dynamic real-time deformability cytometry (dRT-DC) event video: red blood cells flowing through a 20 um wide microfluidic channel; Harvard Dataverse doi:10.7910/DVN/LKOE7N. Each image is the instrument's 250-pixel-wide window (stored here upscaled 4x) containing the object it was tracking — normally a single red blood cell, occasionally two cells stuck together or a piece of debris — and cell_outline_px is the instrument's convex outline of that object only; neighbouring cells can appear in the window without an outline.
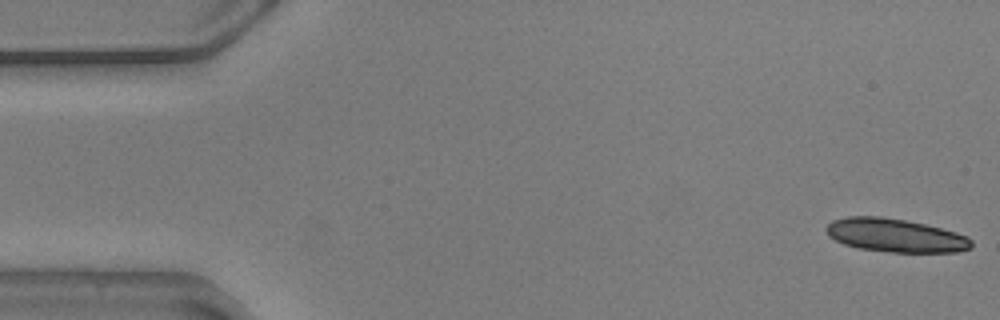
{"species": "common noctule bat (a hibernating species)", "species_latin": "Nyctalus noctula", "temperature_condition": "warm", "stored_images_in_passage": 4, "camera_frame_rate_fps": 3000, "um_per_image_px": 0.085, "animal": {"sex": "male", "body_mass_g": 20.5, "forearm_length_mm": 52.5}, "frame": {"image": 1, "passage_image": 1, "time_ms": 0.0, "image_size_px": [1000, 320], "cell_outline_px": [[972, 248], [956, 252], [892, 252], [860, 248], [844, 244], [828, 236], [824, 228], [832, 220], [848, 216], [880, 216], [904, 220], [924, 224], [956, 232], [968, 236], [972, 240]], "centroid_in_image_um": [76.1, 20.0], "position_along_channel_um": 8.9, "area_um2": 28.26}}